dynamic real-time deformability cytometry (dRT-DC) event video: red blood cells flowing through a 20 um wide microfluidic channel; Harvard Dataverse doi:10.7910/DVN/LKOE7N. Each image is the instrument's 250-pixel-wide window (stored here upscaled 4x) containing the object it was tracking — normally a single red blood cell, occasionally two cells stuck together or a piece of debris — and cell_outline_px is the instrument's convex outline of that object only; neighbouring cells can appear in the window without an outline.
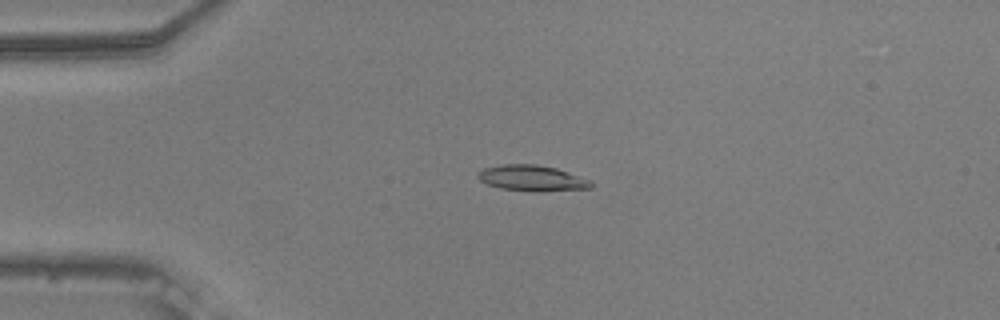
{"species": "common noctule bat (a hibernating species)", "species_latin": "Nyctalus noctula", "temperature_condition": "warm", "stored_images_in_passage": 44, "camera_frame_rate_fps": 3000, "um_per_image_px": 0.085, "animal": {"sex": "male", "body_mass_g": 20.5, "forearm_length_mm": 52.5}, "frame": {"image": 1, "passage_image": 3, "time_ms": 0.667, "image_size_px": [1000, 320], "cell_outline_px": [[592, 188], [540, 192], [536, 192], [500, 188], [488, 184], [480, 180], [476, 176], [484, 168], [500, 164], [536, 164], [556, 168], [592, 180]], "centroid_in_image_um": [45.25, 15.15], "position_along_channel_um": 39.8, "area_um2": 17.11}}
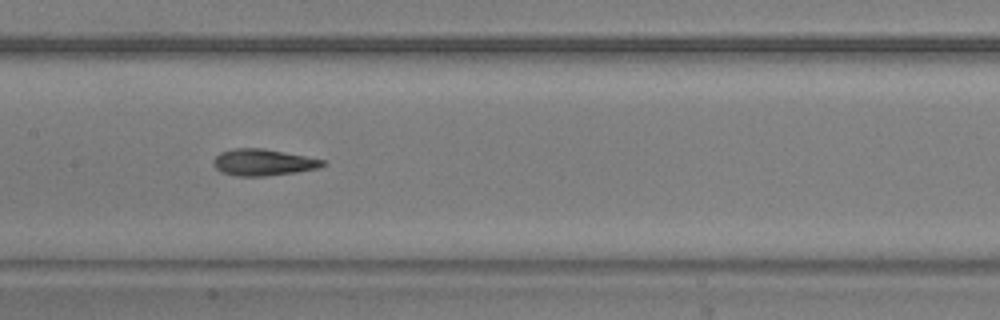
{"frame": {"image": 2, "passage_image": 17, "time_ms": 5.333, "image_size_px": [1000, 320], "cell_outline_px": [[328, 164], [320, 168], [296, 172], [264, 176], [236, 176], [220, 172], [212, 164], [212, 160], [220, 152], [236, 148], [264, 148], [324, 160]], "centroid_in_image_um": [22.35, 13.8], "position_along_channel_um": 185.0, "area_um2": 16.99}}
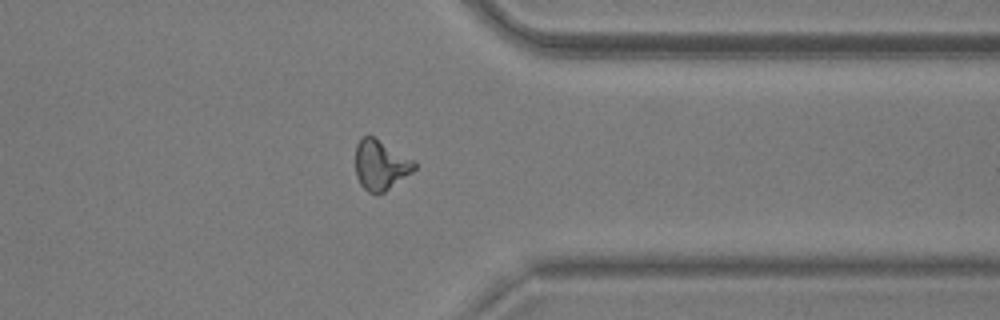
{"frame": {"image": 3, "passage_image": 33, "time_ms": 10.667, "image_size_px": [1000, 320], "cell_outline_px": [[416, 168], [412, 172], [384, 192], [376, 196], [368, 192], [360, 184], [356, 176], [356, 144], [364, 136], [372, 136], [412, 160], [416, 164]], "centroid_in_image_um": [32.32, 14.07], "position_along_channel_um": 379.1, "area_um2": 16.82}, "authors_computed_cell_mechanics": {"area_um2": 16.8198, "velocity_mm_per_s": 3.7475, "shape_relaxation_time_tau1_ms": 3.4073, "shape_relaxation_time_tau2_ms": 2.2275, "deformation_change_tau1": 0.1428, "deformation_change_tau2": 0.1099}}